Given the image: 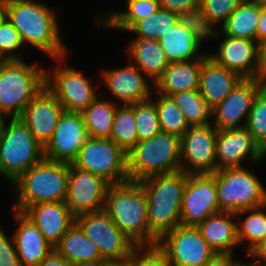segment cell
<instances>
[{"label":"cell","instance_id":"1","mask_svg":"<svg viewBox=\"0 0 266 266\" xmlns=\"http://www.w3.org/2000/svg\"><path fill=\"white\" fill-rule=\"evenodd\" d=\"M56 13L34 0H6V18L18 31L23 44H30L52 57L65 60L66 47L60 36Z\"/></svg>","mask_w":266,"mask_h":266},{"label":"cell","instance_id":"2","mask_svg":"<svg viewBox=\"0 0 266 266\" xmlns=\"http://www.w3.org/2000/svg\"><path fill=\"white\" fill-rule=\"evenodd\" d=\"M104 210L136 246H155L158 239L149 231L147 199L138 181L109 184Z\"/></svg>","mask_w":266,"mask_h":266},{"label":"cell","instance_id":"3","mask_svg":"<svg viewBox=\"0 0 266 266\" xmlns=\"http://www.w3.org/2000/svg\"><path fill=\"white\" fill-rule=\"evenodd\" d=\"M188 176L179 170L139 181L147 199L149 231L158 240L181 225V205Z\"/></svg>","mask_w":266,"mask_h":266},{"label":"cell","instance_id":"4","mask_svg":"<svg viewBox=\"0 0 266 266\" xmlns=\"http://www.w3.org/2000/svg\"><path fill=\"white\" fill-rule=\"evenodd\" d=\"M68 176L69 163L44 158L13 182L18 192L13 210L23 212L34 204L64 202Z\"/></svg>","mask_w":266,"mask_h":266},{"label":"cell","instance_id":"5","mask_svg":"<svg viewBox=\"0 0 266 266\" xmlns=\"http://www.w3.org/2000/svg\"><path fill=\"white\" fill-rule=\"evenodd\" d=\"M38 61L0 60V110L19 118L27 104L45 88V71Z\"/></svg>","mask_w":266,"mask_h":266},{"label":"cell","instance_id":"6","mask_svg":"<svg viewBox=\"0 0 266 266\" xmlns=\"http://www.w3.org/2000/svg\"><path fill=\"white\" fill-rule=\"evenodd\" d=\"M181 138L160 132L146 141H140L127 153L129 181L167 174L180 170Z\"/></svg>","mask_w":266,"mask_h":266},{"label":"cell","instance_id":"7","mask_svg":"<svg viewBox=\"0 0 266 266\" xmlns=\"http://www.w3.org/2000/svg\"><path fill=\"white\" fill-rule=\"evenodd\" d=\"M0 137V175L13 183L45 158L41 145L20 118H9Z\"/></svg>","mask_w":266,"mask_h":266},{"label":"cell","instance_id":"8","mask_svg":"<svg viewBox=\"0 0 266 266\" xmlns=\"http://www.w3.org/2000/svg\"><path fill=\"white\" fill-rule=\"evenodd\" d=\"M216 178L219 212L237 213L266 204V189L245 167L219 169Z\"/></svg>","mask_w":266,"mask_h":266},{"label":"cell","instance_id":"9","mask_svg":"<svg viewBox=\"0 0 266 266\" xmlns=\"http://www.w3.org/2000/svg\"><path fill=\"white\" fill-rule=\"evenodd\" d=\"M72 164L109 184L128 181L127 154L111 139L88 137Z\"/></svg>","mask_w":266,"mask_h":266},{"label":"cell","instance_id":"10","mask_svg":"<svg viewBox=\"0 0 266 266\" xmlns=\"http://www.w3.org/2000/svg\"><path fill=\"white\" fill-rule=\"evenodd\" d=\"M157 246L170 266H206L216 255L197 227H175L166 233Z\"/></svg>","mask_w":266,"mask_h":266},{"label":"cell","instance_id":"11","mask_svg":"<svg viewBox=\"0 0 266 266\" xmlns=\"http://www.w3.org/2000/svg\"><path fill=\"white\" fill-rule=\"evenodd\" d=\"M75 223L98 246L104 261L123 258L137 247L104 209L78 215L75 217Z\"/></svg>","mask_w":266,"mask_h":266},{"label":"cell","instance_id":"12","mask_svg":"<svg viewBox=\"0 0 266 266\" xmlns=\"http://www.w3.org/2000/svg\"><path fill=\"white\" fill-rule=\"evenodd\" d=\"M45 74V87L67 112L82 113L98 97L91 81L74 67L56 66Z\"/></svg>","mask_w":266,"mask_h":266},{"label":"cell","instance_id":"13","mask_svg":"<svg viewBox=\"0 0 266 266\" xmlns=\"http://www.w3.org/2000/svg\"><path fill=\"white\" fill-rule=\"evenodd\" d=\"M216 136L217 129L211 124L190 126L181 137L180 170L187 174L216 172Z\"/></svg>","mask_w":266,"mask_h":266},{"label":"cell","instance_id":"14","mask_svg":"<svg viewBox=\"0 0 266 266\" xmlns=\"http://www.w3.org/2000/svg\"><path fill=\"white\" fill-rule=\"evenodd\" d=\"M216 213V178L212 174H189L181 205V225L197 227Z\"/></svg>","mask_w":266,"mask_h":266},{"label":"cell","instance_id":"15","mask_svg":"<svg viewBox=\"0 0 266 266\" xmlns=\"http://www.w3.org/2000/svg\"><path fill=\"white\" fill-rule=\"evenodd\" d=\"M108 185L102 177L70 163L65 203L75 217L103 210Z\"/></svg>","mask_w":266,"mask_h":266},{"label":"cell","instance_id":"16","mask_svg":"<svg viewBox=\"0 0 266 266\" xmlns=\"http://www.w3.org/2000/svg\"><path fill=\"white\" fill-rule=\"evenodd\" d=\"M265 84L258 78H243L226 98L212 109L213 118L215 117L213 126L217 130L244 128L254 99Z\"/></svg>","mask_w":266,"mask_h":266},{"label":"cell","instance_id":"17","mask_svg":"<svg viewBox=\"0 0 266 266\" xmlns=\"http://www.w3.org/2000/svg\"><path fill=\"white\" fill-rule=\"evenodd\" d=\"M81 113L64 111L49 142L44 146L46 159L72 163L88 138Z\"/></svg>","mask_w":266,"mask_h":266},{"label":"cell","instance_id":"18","mask_svg":"<svg viewBox=\"0 0 266 266\" xmlns=\"http://www.w3.org/2000/svg\"><path fill=\"white\" fill-rule=\"evenodd\" d=\"M207 34L196 18H181L159 43L170 63L202 59L206 54L199 50Z\"/></svg>","mask_w":266,"mask_h":266},{"label":"cell","instance_id":"19","mask_svg":"<svg viewBox=\"0 0 266 266\" xmlns=\"http://www.w3.org/2000/svg\"><path fill=\"white\" fill-rule=\"evenodd\" d=\"M215 157L217 170L242 167L249 157L251 162L260 163L266 154L255 143L252 134L244 127L217 130Z\"/></svg>","mask_w":266,"mask_h":266},{"label":"cell","instance_id":"20","mask_svg":"<svg viewBox=\"0 0 266 266\" xmlns=\"http://www.w3.org/2000/svg\"><path fill=\"white\" fill-rule=\"evenodd\" d=\"M64 111L62 104L45 87L27 104L19 118L35 139L45 146Z\"/></svg>","mask_w":266,"mask_h":266},{"label":"cell","instance_id":"21","mask_svg":"<svg viewBox=\"0 0 266 266\" xmlns=\"http://www.w3.org/2000/svg\"><path fill=\"white\" fill-rule=\"evenodd\" d=\"M215 54H207L216 63L238 73L242 78H257L258 42L223 35Z\"/></svg>","mask_w":266,"mask_h":266},{"label":"cell","instance_id":"22","mask_svg":"<svg viewBox=\"0 0 266 266\" xmlns=\"http://www.w3.org/2000/svg\"><path fill=\"white\" fill-rule=\"evenodd\" d=\"M55 248L67 230L75 224V216L64 202H47L28 206L23 212Z\"/></svg>","mask_w":266,"mask_h":266},{"label":"cell","instance_id":"23","mask_svg":"<svg viewBox=\"0 0 266 266\" xmlns=\"http://www.w3.org/2000/svg\"><path fill=\"white\" fill-rule=\"evenodd\" d=\"M102 79L110 93L123 104H133L151 98L152 81L132 63L122 68L102 71Z\"/></svg>","mask_w":266,"mask_h":266},{"label":"cell","instance_id":"24","mask_svg":"<svg viewBox=\"0 0 266 266\" xmlns=\"http://www.w3.org/2000/svg\"><path fill=\"white\" fill-rule=\"evenodd\" d=\"M242 79L238 73L216 63L207 54L201 59L198 91L212 109L221 103Z\"/></svg>","mask_w":266,"mask_h":266},{"label":"cell","instance_id":"25","mask_svg":"<svg viewBox=\"0 0 266 266\" xmlns=\"http://www.w3.org/2000/svg\"><path fill=\"white\" fill-rule=\"evenodd\" d=\"M13 214L18 224L13 240L19 261L22 266H37L54 248L22 212L13 210Z\"/></svg>","mask_w":266,"mask_h":266},{"label":"cell","instance_id":"26","mask_svg":"<svg viewBox=\"0 0 266 266\" xmlns=\"http://www.w3.org/2000/svg\"><path fill=\"white\" fill-rule=\"evenodd\" d=\"M235 213L219 212L206 218L197 228L202 237L216 254L233 253L239 245L237 239V224Z\"/></svg>","mask_w":266,"mask_h":266},{"label":"cell","instance_id":"27","mask_svg":"<svg viewBox=\"0 0 266 266\" xmlns=\"http://www.w3.org/2000/svg\"><path fill=\"white\" fill-rule=\"evenodd\" d=\"M126 51L129 58L134 61L133 65L150 78L153 86L170 64L167 54L156 40L135 38Z\"/></svg>","mask_w":266,"mask_h":266},{"label":"cell","instance_id":"28","mask_svg":"<svg viewBox=\"0 0 266 266\" xmlns=\"http://www.w3.org/2000/svg\"><path fill=\"white\" fill-rule=\"evenodd\" d=\"M201 59L170 63L155 83L158 93L168 95L199 89Z\"/></svg>","mask_w":266,"mask_h":266},{"label":"cell","instance_id":"29","mask_svg":"<svg viewBox=\"0 0 266 266\" xmlns=\"http://www.w3.org/2000/svg\"><path fill=\"white\" fill-rule=\"evenodd\" d=\"M71 265L83 263H103L98 246L90 240L75 223L54 248Z\"/></svg>","mask_w":266,"mask_h":266},{"label":"cell","instance_id":"30","mask_svg":"<svg viewBox=\"0 0 266 266\" xmlns=\"http://www.w3.org/2000/svg\"><path fill=\"white\" fill-rule=\"evenodd\" d=\"M261 15V7L243 1L221 24V29H216L207 34V39L217 37L219 34L235 38L257 41V25ZM221 32V33H219Z\"/></svg>","mask_w":266,"mask_h":266},{"label":"cell","instance_id":"31","mask_svg":"<svg viewBox=\"0 0 266 266\" xmlns=\"http://www.w3.org/2000/svg\"><path fill=\"white\" fill-rule=\"evenodd\" d=\"M127 11H112L105 18L97 15V25L128 31L136 22L152 15L160 8L159 0H133L126 3Z\"/></svg>","mask_w":266,"mask_h":266},{"label":"cell","instance_id":"32","mask_svg":"<svg viewBox=\"0 0 266 266\" xmlns=\"http://www.w3.org/2000/svg\"><path fill=\"white\" fill-rule=\"evenodd\" d=\"M117 104L111 101L99 100L97 97L81 113L86 125L89 137L110 139L112 123L114 120Z\"/></svg>","mask_w":266,"mask_h":266},{"label":"cell","instance_id":"33","mask_svg":"<svg viewBox=\"0 0 266 266\" xmlns=\"http://www.w3.org/2000/svg\"><path fill=\"white\" fill-rule=\"evenodd\" d=\"M264 209H266V204L235 213L236 218H239L240 221V225L237 224V239L239 244L245 240L249 241L246 249L248 254L266 239V213ZM243 214L249 215L242 221L241 215Z\"/></svg>","mask_w":266,"mask_h":266},{"label":"cell","instance_id":"34","mask_svg":"<svg viewBox=\"0 0 266 266\" xmlns=\"http://www.w3.org/2000/svg\"><path fill=\"white\" fill-rule=\"evenodd\" d=\"M133 104L117 107L112 123L111 140L126 154L139 142Z\"/></svg>","mask_w":266,"mask_h":266},{"label":"cell","instance_id":"35","mask_svg":"<svg viewBox=\"0 0 266 266\" xmlns=\"http://www.w3.org/2000/svg\"><path fill=\"white\" fill-rule=\"evenodd\" d=\"M181 18L174 12L159 8L152 15L136 22L127 32L136 33L137 39L159 41Z\"/></svg>","mask_w":266,"mask_h":266},{"label":"cell","instance_id":"36","mask_svg":"<svg viewBox=\"0 0 266 266\" xmlns=\"http://www.w3.org/2000/svg\"><path fill=\"white\" fill-rule=\"evenodd\" d=\"M170 96L182 111L189 126L211 124L209 120L212 116V108L198 90L178 92Z\"/></svg>","mask_w":266,"mask_h":266},{"label":"cell","instance_id":"37","mask_svg":"<svg viewBox=\"0 0 266 266\" xmlns=\"http://www.w3.org/2000/svg\"><path fill=\"white\" fill-rule=\"evenodd\" d=\"M157 100H153L156 105L161 132L169 133L181 138L190 127L180 108L171 96L158 93Z\"/></svg>","mask_w":266,"mask_h":266},{"label":"cell","instance_id":"38","mask_svg":"<svg viewBox=\"0 0 266 266\" xmlns=\"http://www.w3.org/2000/svg\"><path fill=\"white\" fill-rule=\"evenodd\" d=\"M244 0H199L196 20L207 32L216 30Z\"/></svg>","mask_w":266,"mask_h":266},{"label":"cell","instance_id":"39","mask_svg":"<svg viewBox=\"0 0 266 266\" xmlns=\"http://www.w3.org/2000/svg\"><path fill=\"white\" fill-rule=\"evenodd\" d=\"M245 128L266 154V84L258 91L254 99Z\"/></svg>","mask_w":266,"mask_h":266},{"label":"cell","instance_id":"40","mask_svg":"<svg viewBox=\"0 0 266 266\" xmlns=\"http://www.w3.org/2000/svg\"><path fill=\"white\" fill-rule=\"evenodd\" d=\"M138 140L146 141L161 132L160 122L153 99L134 103Z\"/></svg>","mask_w":266,"mask_h":266},{"label":"cell","instance_id":"41","mask_svg":"<svg viewBox=\"0 0 266 266\" xmlns=\"http://www.w3.org/2000/svg\"><path fill=\"white\" fill-rule=\"evenodd\" d=\"M23 45L18 31L6 18L0 25V60H19L15 52Z\"/></svg>","mask_w":266,"mask_h":266},{"label":"cell","instance_id":"42","mask_svg":"<svg viewBox=\"0 0 266 266\" xmlns=\"http://www.w3.org/2000/svg\"><path fill=\"white\" fill-rule=\"evenodd\" d=\"M133 266H170L164 252L157 246H137Z\"/></svg>","mask_w":266,"mask_h":266},{"label":"cell","instance_id":"43","mask_svg":"<svg viewBox=\"0 0 266 266\" xmlns=\"http://www.w3.org/2000/svg\"><path fill=\"white\" fill-rule=\"evenodd\" d=\"M160 8L180 15L182 18H196L199 0H159Z\"/></svg>","mask_w":266,"mask_h":266},{"label":"cell","instance_id":"44","mask_svg":"<svg viewBox=\"0 0 266 266\" xmlns=\"http://www.w3.org/2000/svg\"><path fill=\"white\" fill-rule=\"evenodd\" d=\"M9 239L0 226V266H22L17 256L13 236L11 240Z\"/></svg>","mask_w":266,"mask_h":266},{"label":"cell","instance_id":"45","mask_svg":"<svg viewBox=\"0 0 266 266\" xmlns=\"http://www.w3.org/2000/svg\"><path fill=\"white\" fill-rule=\"evenodd\" d=\"M258 71L257 78L266 83V39L258 43Z\"/></svg>","mask_w":266,"mask_h":266},{"label":"cell","instance_id":"46","mask_svg":"<svg viewBox=\"0 0 266 266\" xmlns=\"http://www.w3.org/2000/svg\"><path fill=\"white\" fill-rule=\"evenodd\" d=\"M37 266H71V264L53 249Z\"/></svg>","mask_w":266,"mask_h":266},{"label":"cell","instance_id":"47","mask_svg":"<svg viewBox=\"0 0 266 266\" xmlns=\"http://www.w3.org/2000/svg\"><path fill=\"white\" fill-rule=\"evenodd\" d=\"M234 253L216 254L206 266H237L241 261H235Z\"/></svg>","mask_w":266,"mask_h":266},{"label":"cell","instance_id":"48","mask_svg":"<svg viewBox=\"0 0 266 266\" xmlns=\"http://www.w3.org/2000/svg\"><path fill=\"white\" fill-rule=\"evenodd\" d=\"M248 255L254 258V263L266 266V239L259 243Z\"/></svg>","mask_w":266,"mask_h":266},{"label":"cell","instance_id":"49","mask_svg":"<svg viewBox=\"0 0 266 266\" xmlns=\"http://www.w3.org/2000/svg\"><path fill=\"white\" fill-rule=\"evenodd\" d=\"M134 261V250L127 256L123 258H118L114 260H106L101 266H133Z\"/></svg>","mask_w":266,"mask_h":266},{"label":"cell","instance_id":"50","mask_svg":"<svg viewBox=\"0 0 266 266\" xmlns=\"http://www.w3.org/2000/svg\"><path fill=\"white\" fill-rule=\"evenodd\" d=\"M266 39V7H261V15L257 25V42Z\"/></svg>","mask_w":266,"mask_h":266},{"label":"cell","instance_id":"51","mask_svg":"<svg viewBox=\"0 0 266 266\" xmlns=\"http://www.w3.org/2000/svg\"><path fill=\"white\" fill-rule=\"evenodd\" d=\"M6 20V0H0V25Z\"/></svg>","mask_w":266,"mask_h":266},{"label":"cell","instance_id":"52","mask_svg":"<svg viewBox=\"0 0 266 266\" xmlns=\"http://www.w3.org/2000/svg\"><path fill=\"white\" fill-rule=\"evenodd\" d=\"M5 116L6 118H8V116L0 110V137L2 136V133L4 132V128L6 126Z\"/></svg>","mask_w":266,"mask_h":266},{"label":"cell","instance_id":"53","mask_svg":"<svg viewBox=\"0 0 266 266\" xmlns=\"http://www.w3.org/2000/svg\"><path fill=\"white\" fill-rule=\"evenodd\" d=\"M245 1L253 3L259 7H266V0H245Z\"/></svg>","mask_w":266,"mask_h":266},{"label":"cell","instance_id":"54","mask_svg":"<svg viewBox=\"0 0 266 266\" xmlns=\"http://www.w3.org/2000/svg\"><path fill=\"white\" fill-rule=\"evenodd\" d=\"M102 263H83V264H74L71 266H101Z\"/></svg>","mask_w":266,"mask_h":266},{"label":"cell","instance_id":"55","mask_svg":"<svg viewBox=\"0 0 266 266\" xmlns=\"http://www.w3.org/2000/svg\"><path fill=\"white\" fill-rule=\"evenodd\" d=\"M237 266H260L259 264H256V263H254V262H246V263H242V262H240Z\"/></svg>","mask_w":266,"mask_h":266}]
</instances>
